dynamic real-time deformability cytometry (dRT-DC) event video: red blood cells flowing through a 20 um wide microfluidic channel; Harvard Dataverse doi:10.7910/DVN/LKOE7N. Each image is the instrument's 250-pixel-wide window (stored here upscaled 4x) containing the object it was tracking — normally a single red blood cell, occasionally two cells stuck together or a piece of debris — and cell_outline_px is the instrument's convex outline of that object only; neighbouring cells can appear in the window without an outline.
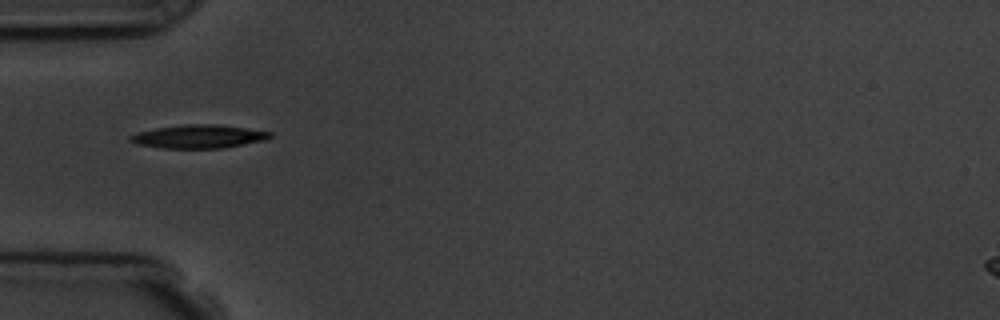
{"species": "common noctule bat (a hibernating species)", "species_latin": "Nyctalus noctula", "temperature_condition": "room temperature", "stored_images_in_passage": 3, "camera_frame_rate_fps": 3000, "um_per_image_px": 0.085, "animal": {"sex": "male", "body_mass_g": 19.5, "forearm_length_mm": 54.6}, "frame": {"image": 1, "passage_image": 1, "time_ms": 0.0, "image_size_px": [1000, 320], "cell_outline_px": [[272, 136], [264, 140], [224, 148], [164, 148], [140, 144], [128, 140], [128, 136], [136, 132], [156, 128], [184, 124], [216, 124], [272, 132]], "centroid_in_image_um": [16.86, 11.6], "position_along_channel_um": 68.1, "area_um2": 18.9}}